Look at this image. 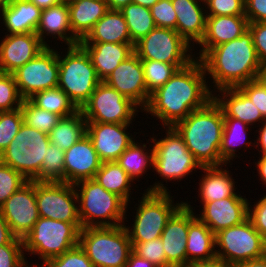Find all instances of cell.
<instances>
[{
  "mask_svg": "<svg viewBox=\"0 0 266 267\" xmlns=\"http://www.w3.org/2000/svg\"><path fill=\"white\" fill-rule=\"evenodd\" d=\"M253 44L261 64H266V22L249 23Z\"/></svg>",
  "mask_w": 266,
  "mask_h": 267,
  "instance_id": "obj_52",
  "label": "cell"
},
{
  "mask_svg": "<svg viewBox=\"0 0 266 267\" xmlns=\"http://www.w3.org/2000/svg\"><path fill=\"white\" fill-rule=\"evenodd\" d=\"M93 179L105 190L121 197L128 206L132 204L130 199L133 201L134 198H131V189L133 183H136L129 177L117 161L102 162L100 169L96 172Z\"/></svg>",
  "mask_w": 266,
  "mask_h": 267,
  "instance_id": "obj_34",
  "label": "cell"
},
{
  "mask_svg": "<svg viewBox=\"0 0 266 267\" xmlns=\"http://www.w3.org/2000/svg\"><path fill=\"white\" fill-rule=\"evenodd\" d=\"M140 108L116 89L101 81L81 110L87 122L133 123ZM135 119V120H134Z\"/></svg>",
  "mask_w": 266,
  "mask_h": 267,
  "instance_id": "obj_13",
  "label": "cell"
},
{
  "mask_svg": "<svg viewBox=\"0 0 266 267\" xmlns=\"http://www.w3.org/2000/svg\"><path fill=\"white\" fill-rule=\"evenodd\" d=\"M107 6L111 10H121L123 7L132 3V0H106Z\"/></svg>",
  "mask_w": 266,
  "mask_h": 267,
  "instance_id": "obj_61",
  "label": "cell"
},
{
  "mask_svg": "<svg viewBox=\"0 0 266 267\" xmlns=\"http://www.w3.org/2000/svg\"><path fill=\"white\" fill-rule=\"evenodd\" d=\"M23 100L13 74L0 72V112L20 108Z\"/></svg>",
  "mask_w": 266,
  "mask_h": 267,
  "instance_id": "obj_43",
  "label": "cell"
},
{
  "mask_svg": "<svg viewBox=\"0 0 266 267\" xmlns=\"http://www.w3.org/2000/svg\"><path fill=\"white\" fill-rule=\"evenodd\" d=\"M35 33L45 46H52L47 43L50 40L46 36L54 38L55 41H61L65 46L80 44L72 33L67 0L41 11L40 22Z\"/></svg>",
  "mask_w": 266,
  "mask_h": 267,
  "instance_id": "obj_23",
  "label": "cell"
},
{
  "mask_svg": "<svg viewBox=\"0 0 266 267\" xmlns=\"http://www.w3.org/2000/svg\"><path fill=\"white\" fill-rule=\"evenodd\" d=\"M132 123L87 122L86 134L91 139L101 162L117 161L119 156L136 140L128 132ZM135 138V139H134Z\"/></svg>",
  "mask_w": 266,
  "mask_h": 267,
  "instance_id": "obj_18",
  "label": "cell"
},
{
  "mask_svg": "<svg viewBox=\"0 0 266 267\" xmlns=\"http://www.w3.org/2000/svg\"><path fill=\"white\" fill-rule=\"evenodd\" d=\"M238 88L251 100L266 119V88L258 80L248 81L239 85Z\"/></svg>",
  "mask_w": 266,
  "mask_h": 267,
  "instance_id": "obj_50",
  "label": "cell"
},
{
  "mask_svg": "<svg viewBox=\"0 0 266 267\" xmlns=\"http://www.w3.org/2000/svg\"><path fill=\"white\" fill-rule=\"evenodd\" d=\"M186 254L187 263L209 261L216 258L215 234L197 217L189 223Z\"/></svg>",
  "mask_w": 266,
  "mask_h": 267,
  "instance_id": "obj_32",
  "label": "cell"
},
{
  "mask_svg": "<svg viewBox=\"0 0 266 267\" xmlns=\"http://www.w3.org/2000/svg\"><path fill=\"white\" fill-rule=\"evenodd\" d=\"M245 0H204L206 16H245Z\"/></svg>",
  "mask_w": 266,
  "mask_h": 267,
  "instance_id": "obj_47",
  "label": "cell"
},
{
  "mask_svg": "<svg viewBox=\"0 0 266 267\" xmlns=\"http://www.w3.org/2000/svg\"><path fill=\"white\" fill-rule=\"evenodd\" d=\"M257 129H256V133H258V135H254V137L257 136L255 137L257 138L255 139L256 147L254 148H258L257 151L259 152V155H266V119L262 122V124Z\"/></svg>",
  "mask_w": 266,
  "mask_h": 267,
  "instance_id": "obj_55",
  "label": "cell"
},
{
  "mask_svg": "<svg viewBox=\"0 0 266 267\" xmlns=\"http://www.w3.org/2000/svg\"><path fill=\"white\" fill-rule=\"evenodd\" d=\"M141 194L143 195L138 200L139 204L134 205V223L131 226L124 224L131 242H147L160 238L168 220L184 204V200L175 203L171 192L144 191Z\"/></svg>",
  "mask_w": 266,
  "mask_h": 267,
  "instance_id": "obj_8",
  "label": "cell"
},
{
  "mask_svg": "<svg viewBox=\"0 0 266 267\" xmlns=\"http://www.w3.org/2000/svg\"><path fill=\"white\" fill-rule=\"evenodd\" d=\"M45 264L47 267H94L79 244L60 256L49 259Z\"/></svg>",
  "mask_w": 266,
  "mask_h": 267,
  "instance_id": "obj_46",
  "label": "cell"
},
{
  "mask_svg": "<svg viewBox=\"0 0 266 267\" xmlns=\"http://www.w3.org/2000/svg\"><path fill=\"white\" fill-rule=\"evenodd\" d=\"M132 251L156 267H166V255L161 238L147 242H131Z\"/></svg>",
  "mask_w": 266,
  "mask_h": 267,
  "instance_id": "obj_45",
  "label": "cell"
},
{
  "mask_svg": "<svg viewBox=\"0 0 266 267\" xmlns=\"http://www.w3.org/2000/svg\"><path fill=\"white\" fill-rule=\"evenodd\" d=\"M89 54L96 74L104 81L109 74L134 53L133 43H80Z\"/></svg>",
  "mask_w": 266,
  "mask_h": 267,
  "instance_id": "obj_28",
  "label": "cell"
},
{
  "mask_svg": "<svg viewBox=\"0 0 266 267\" xmlns=\"http://www.w3.org/2000/svg\"><path fill=\"white\" fill-rule=\"evenodd\" d=\"M24 117L21 108L0 112V154L17 135Z\"/></svg>",
  "mask_w": 266,
  "mask_h": 267,
  "instance_id": "obj_42",
  "label": "cell"
},
{
  "mask_svg": "<svg viewBox=\"0 0 266 267\" xmlns=\"http://www.w3.org/2000/svg\"><path fill=\"white\" fill-rule=\"evenodd\" d=\"M256 80L266 88V64H261Z\"/></svg>",
  "mask_w": 266,
  "mask_h": 267,
  "instance_id": "obj_62",
  "label": "cell"
},
{
  "mask_svg": "<svg viewBox=\"0 0 266 267\" xmlns=\"http://www.w3.org/2000/svg\"><path fill=\"white\" fill-rule=\"evenodd\" d=\"M202 166L201 179L198 178L199 188H198V198H200L201 205L205 202H211L218 199H224L227 197L235 196L239 191L235 192L238 189L235 186L232 173L228 170V166ZM225 167V168H223ZM227 168V169H226Z\"/></svg>",
  "mask_w": 266,
  "mask_h": 267,
  "instance_id": "obj_29",
  "label": "cell"
},
{
  "mask_svg": "<svg viewBox=\"0 0 266 267\" xmlns=\"http://www.w3.org/2000/svg\"><path fill=\"white\" fill-rule=\"evenodd\" d=\"M28 181L21 173L0 161V207Z\"/></svg>",
  "mask_w": 266,
  "mask_h": 267,
  "instance_id": "obj_44",
  "label": "cell"
},
{
  "mask_svg": "<svg viewBox=\"0 0 266 267\" xmlns=\"http://www.w3.org/2000/svg\"><path fill=\"white\" fill-rule=\"evenodd\" d=\"M73 35L83 40L109 10L106 0H67Z\"/></svg>",
  "mask_w": 266,
  "mask_h": 267,
  "instance_id": "obj_30",
  "label": "cell"
},
{
  "mask_svg": "<svg viewBox=\"0 0 266 267\" xmlns=\"http://www.w3.org/2000/svg\"><path fill=\"white\" fill-rule=\"evenodd\" d=\"M13 76L23 99L58 86L59 62L55 46H46L38 55L14 71Z\"/></svg>",
  "mask_w": 266,
  "mask_h": 267,
  "instance_id": "obj_14",
  "label": "cell"
},
{
  "mask_svg": "<svg viewBox=\"0 0 266 267\" xmlns=\"http://www.w3.org/2000/svg\"><path fill=\"white\" fill-rule=\"evenodd\" d=\"M17 237L12 233L0 208V246L12 243Z\"/></svg>",
  "mask_w": 266,
  "mask_h": 267,
  "instance_id": "obj_54",
  "label": "cell"
},
{
  "mask_svg": "<svg viewBox=\"0 0 266 267\" xmlns=\"http://www.w3.org/2000/svg\"><path fill=\"white\" fill-rule=\"evenodd\" d=\"M218 249V250H217ZM216 258L229 267L266 255V240L248 218L215 234Z\"/></svg>",
  "mask_w": 266,
  "mask_h": 267,
  "instance_id": "obj_11",
  "label": "cell"
},
{
  "mask_svg": "<svg viewBox=\"0 0 266 267\" xmlns=\"http://www.w3.org/2000/svg\"><path fill=\"white\" fill-rule=\"evenodd\" d=\"M196 217L214 234L248 219L249 200L239 192L235 196L205 202Z\"/></svg>",
  "mask_w": 266,
  "mask_h": 267,
  "instance_id": "obj_20",
  "label": "cell"
},
{
  "mask_svg": "<svg viewBox=\"0 0 266 267\" xmlns=\"http://www.w3.org/2000/svg\"><path fill=\"white\" fill-rule=\"evenodd\" d=\"M35 195L39 217L80 223L78 197L73 184L35 181Z\"/></svg>",
  "mask_w": 266,
  "mask_h": 267,
  "instance_id": "obj_15",
  "label": "cell"
},
{
  "mask_svg": "<svg viewBox=\"0 0 266 267\" xmlns=\"http://www.w3.org/2000/svg\"><path fill=\"white\" fill-rule=\"evenodd\" d=\"M125 267H156L148 260L139 257L133 251L129 255L128 262Z\"/></svg>",
  "mask_w": 266,
  "mask_h": 267,
  "instance_id": "obj_56",
  "label": "cell"
},
{
  "mask_svg": "<svg viewBox=\"0 0 266 267\" xmlns=\"http://www.w3.org/2000/svg\"><path fill=\"white\" fill-rule=\"evenodd\" d=\"M64 49L66 54L63 55L62 51L60 55V51L58 52V87L81 109L101 80L89 54L80 44Z\"/></svg>",
  "mask_w": 266,
  "mask_h": 267,
  "instance_id": "obj_7",
  "label": "cell"
},
{
  "mask_svg": "<svg viewBox=\"0 0 266 267\" xmlns=\"http://www.w3.org/2000/svg\"><path fill=\"white\" fill-rule=\"evenodd\" d=\"M101 163L91 139L84 135L64 151V182L75 185L93 179Z\"/></svg>",
  "mask_w": 266,
  "mask_h": 267,
  "instance_id": "obj_22",
  "label": "cell"
},
{
  "mask_svg": "<svg viewBox=\"0 0 266 267\" xmlns=\"http://www.w3.org/2000/svg\"><path fill=\"white\" fill-rule=\"evenodd\" d=\"M259 159L254 163L258 176L260 177L262 184L266 187V155H260Z\"/></svg>",
  "mask_w": 266,
  "mask_h": 267,
  "instance_id": "obj_58",
  "label": "cell"
},
{
  "mask_svg": "<svg viewBox=\"0 0 266 267\" xmlns=\"http://www.w3.org/2000/svg\"><path fill=\"white\" fill-rule=\"evenodd\" d=\"M29 1L35 4L41 10H45L48 9L49 7L59 4L63 0H29Z\"/></svg>",
  "mask_w": 266,
  "mask_h": 267,
  "instance_id": "obj_60",
  "label": "cell"
},
{
  "mask_svg": "<svg viewBox=\"0 0 266 267\" xmlns=\"http://www.w3.org/2000/svg\"><path fill=\"white\" fill-rule=\"evenodd\" d=\"M41 9L29 0H15L0 6V22L4 34L35 33L40 22ZM6 28V29H5Z\"/></svg>",
  "mask_w": 266,
  "mask_h": 267,
  "instance_id": "obj_27",
  "label": "cell"
},
{
  "mask_svg": "<svg viewBox=\"0 0 266 267\" xmlns=\"http://www.w3.org/2000/svg\"><path fill=\"white\" fill-rule=\"evenodd\" d=\"M233 267H266V255L257 259L240 262Z\"/></svg>",
  "mask_w": 266,
  "mask_h": 267,
  "instance_id": "obj_59",
  "label": "cell"
},
{
  "mask_svg": "<svg viewBox=\"0 0 266 267\" xmlns=\"http://www.w3.org/2000/svg\"><path fill=\"white\" fill-rule=\"evenodd\" d=\"M246 16H206V32L198 46L196 59H200L209 49L240 37L248 30Z\"/></svg>",
  "mask_w": 266,
  "mask_h": 267,
  "instance_id": "obj_24",
  "label": "cell"
},
{
  "mask_svg": "<svg viewBox=\"0 0 266 267\" xmlns=\"http://www.w3.org/2000/svg\"><path fill=\"white\" fill-rule=\"evenodd\" d=\"M12 233L23 239L39 219L35 181H28L0 207Z\"/></svg>",
  "mask_w": 266,
  "mask_h": 267,
  "instance_id": "obj_16",
  "label": "cell"
},
{
  "mask_svg": "<svg viewBox=\"0 0 266 267\" xmlns=\"http://www.w3.org/2000/svg\"><path fill=\"white\" fill-rule=\"evenodd\" d=\"M204 67L195 59L174 75L160 88L154 91L148 104L142 110L161 122V128L174 127L192 111L206 106L213 99Z\"/></svg>",
  "mask_w": 266,
  "mask_h": 267,
  "instance_id": "obj_1",
  "label": "cell"
},
{
  "mask_svg": "<svg viewBox=\"0 0 266 267\" xmlns=\"http://www.w3.org/2000/svg\"><path fill=\"white\" fill-rule=\"evenodd\" d=\"M150 11L156 27L176 30L177 17L171 0H159Z\"/></svg>",
  "mask_w": 266,
  "mask_h": 267,
  "instance_id": "obj_48",
  "label": "cell"
},
{
  "mask_svg": "<svg viewBox=\"0 0 266 267\" xmlns=\"http://www.w3.org/2000/svg\"><path fill=\"white\" fill-rule=\"evenodd\" d=\"M0 41L1 73L12 74L46 47L36 33L5 34Z\"/></svg>",
  "mask_w": 266,
  "mask_h": 267,
  "instance_id": "obj_21",
  "label": "cell"
},
{
  "mask_svg": "<svg viewBox=\"0 0 266 267\" xmlns=\"http://www.w3.org/2000/svg\"><path fill=\"white\" fill-rule=\"evenodd\" d=\"M26 260L23 239L16 238L12 243L0 246V267H21Z\"/></svg>",
  "mask_w": 266,
  "mask_h": 267,
  "instance_id": "obj_49",
  "label": "cell"
},
{
  "mask_svg": "<svg viewBox=\"0 0 266 267\" xmlns=\"http://www.w3.org/2000/svg\"><path fill=\"white\" fill-rule=\"evenodd\" d=\"M250 128L252 129L254 126L250 127L246 123L235 118H224V129L219 153L221 160L225 164L232 165L233 163L231 161H234L233 159L241 157L236 153L238 152L236 147H240V149L245 147L243 149L245 153L248 147L251 149V147L255 146V141L254 143L252 140L247 141V139H249L247 136L250 135L248 134L250 133L248 130L252 131Z\"/></svg>",
  "mask_w": 266,
  "mask_h": 267,
  "instance_id": "obj_33",
  "label": "cell"
},
{
  "mask_svg": "<svg viewBox=\"0 0 266 267\" xmlns=\"http://www.w3.org/2000/svg\"><path fill=\"white\" fill-rule=\"evenodd\" d=\"M20 108L24 123L45 134H49L61 118L55 113L38 108L29 99H24Z\"/></svg>",
  "mask_w": 266,
  "mask_h": 267,
  "instance_id": "obj_40",
  "label": "cell"
},
{
  "mask_svg": "<svg viewBox=\"0 0 266 267\" xmlns=\"http://www.w3.org/2000/svg\"><path fill=\"white\" fill-rule=\"evenodd\" d=\"M183 267H229L221 260L215 258L209 261H192L186 263Z\"/></svg>",
  "mask_w": 266,
  "mask_h": 267,
  "instance_id": "obj_57",
  "label": "cell"
},
{
  "mask_svg": "<svg viewBox=\"0 0 266 267\" xmlns=\"http://www.w3.org/2000/svg\"><path fill=\"white\" fill-rule=\"evenodd\" d=\"M87 121L82 110L72 115L61 117L56 126L48 134L50 143L63 151L68 150L86 135Z\"/></svg>",
  "mask_w": 266,
  "mask_h": 267,
  "instance_id": "obj_36",
  "label": "cell"
},
{
  "mask_svg": "<svg viewBox=\"0 0 266 267\" xmlns=\"http://www.w3.org/2000/svg\"><path fill=\"white\" fill-rule=\"evenodd\" d=\"M171 1L177 17L176 31L191 46L194 47V44L198 45L204 38L206 32V9L204 0Z\"/></svg>",
  "mask_w": 266,
  "mask_h": 267,
  "instance_id": "obj_25",
  "label": "cell"
},
{
  "mask_svg": "<svg viewBox=\"0 0 266 267\" xmlns=\"http://www.w3.org/2000/svg\"><path fill=\"white\" fill-rule=\"evenodd\" d=\"M188 200L168 220L160 238L166 255V267H183L187 263V235L189 223L196 217ZM194 208V209H193Z\"/></svg>",
  "mask_w": 266,
  "mask_h": 267,
  "instance_id": "obj_17",
  "label": "cell"
},
{
  "mask_svg": "<svg viewBox=\"0 0 266 267\" xmlns=\"http://www.w3.org/2000/svg\"><path fill=\"white\" fill-rule=\"evenodd\" d=\"M174 128L201 166L226 165L219 153L224 114L214 99L203 108L192 111Z\"/></svg>",
  "mask_w": 266,
  "mask_h": 267,
  "instance_id": "obj_3",
  "label": "cell"
},
{
  "mask_svg": "<svg viewBox=\"0 0 266 267\" xmlns=\"http://www.w3.org/2000/svg\"><path fill=\"white\" fill-rule=\"evenodd\" d=\"M251 203H254V205ZM248 218L254 225V228L266 240V194L255 202L249 200V215Z\"/></svg>",
  "mask_w": 266,
  "mask_h": 267,
  "instance_id": "obj_51",
  "label": "cell"
},
{
  "mask_svg": "<svg viewBox=\"0 0 266 267\" xmlns=\"http://www.w3.org/2000/svg\"><path fill=\"white\" fill-rule=\"evenodd\" d=\"M147 92L151 95L158 88L162 87L178 70L174 64L141 60Z\"/></svg>",
  "mask_w": 266,
  "mask_h": 267,
  "instance_id": "obj_41",
  "label": "cell"
},
{
  "mask_svg": "<svg viewBox=\"0 0 266 267\" xmlns=\"http://www.w3.org/2000/svg\"><path fill=\"white\" fill-rule=\"evenodd\" d=\"M149 140L143 144L137 140L134 141L117 160V163L133 181L139 182V178L144 177L143 174L153 169L154 149L152 144L148 143ZM147 144L150 147L147 148Z\"/></svg>",
  "mask_w": 266,
  "mask_h": 267,
  "instance_id": "obj_35",
  "label": "cell"
},
{
  "mask_svg": "<svg viewBox=\"0 0 266 267\" xmlns=\"http://www.w3.org/2000/svg\"><path fill=\"white\" fill-rule=\"evenodd\" d=\"M15 0H0V6L14 2Z\"/></svg>",
  "mask_w": 266,
  "mask_h": 267,
  "instance_id": "obj_65",
  "label": "cell"
},
{
  "mask_svg": "<svg viewBox=\"0 0 266 267\" xmlns=\"http://www.w3.org/2000/svg\"><path fill=\"white\" fill-rule=\"evenodd\" d=\"M49 136L23 122L17 135L0 154V161L32 181L41 171Z\"/></svg>",
  "mask_w": 266,
  "mask_h": 267,
  "instance_id": "obj_10",
  "label": "cell"
},
{
  "mask_svg": "<svg viewBox=\"0 0 266 267\" xmlns=\"http://www.w3.org/2000/svg\"><path fill=\"white\" fill-rule=\"evenodd\" d=\"M132 43L120 10L109 9L80 43Z\"/></svg>",
  "mask_w": 266,
  "mask_h": 267,
  "instance_id": "obj_31",
  "label": "cell"
},
{
  "mask_svg": "<svg viewBox=\"0 0 266 267\" xmlns=\"http://www.w3.org/2000/svg\"><path fill=\"white\" fill-rule=\"evenodd\" d=\"M215 89L238 87L256 80L261 63L249 30L240 37L209 49L200 59ZM213 80V81H212Z\"/></svg>",
  "mask_w": 266,
  "mask_h": 267,
  "instance_id": "obj_2",
  "label": "cell"
},
{
  "mask_svg": "<svg viewBox=\"0 0 266 267\" xmlns=\"http://www.w3.org/2000/svg\"><path fill=\"white\" fill-rule=\"evenodd\" d=\"M30 263H32V262H29V263H28V261L26 260V261L21 265V267H47L45 263H42V266H41V264L38 263V262H37V264L34 263V264H32V265H31ZM39 264H40V265H39Z\"/></svg>",
  "mask_w": 266,
  "mask_h": 267,
  "instance_id": "obj_64",
  "label": "cell"
},
{
  "mask_svg": "<svg viewBox=\"0 0 266 267\" xmlns=\"http://www.w3.org/2000/svg\"><path fill=\"white\" fill-rule=\"evenodd\" d=\"M81 229V223L39 217L32 230L23 238L25 255H37L45 263L78 245Z\"/></svg>",
  "mask_w": 266,
  "mask_h": 267,
  "instance_id": "obj_9",
  "label": "cell"
},
{
  "mask_svg": "<svg viewBox=\"0 0 266 267\" xmlns=\"http://www.w3.org/2000/svg\"><path fill=\"white\" fill-rule=\"evenodd\" d=\"M29 100L38 108L66 117L79 110L69 96L58 86L35 93Z\"/></svg>",
  "mask_w": 266,
  "mask_h": 267,
  "instance_id": "obj_37",
  "label": "cell"
},
{
  "mask_svg": "<svg viewBox=\"0 0 266 267\" xmlns=\"http://www.w3.org/2000/svg\"><path fill=\"white\" fill-rule=\"evenodd\" d=\"M159 0H132V3L139 4L143 7L151 8Z\"/></svg>",
  "mask_w": 266,
  "mask_h": 267,
  "instance_id": "obj_63",
  "label": "cell"
},
{
  "mask_svg": "<svg viewBox=\"0 0 266 267\" xmlns=\"http://www.w3.org/2000/svg\"><path fill=\"white\" fill-rule=\"evenodd\" d=\"M244 5L248 23L266 22V0H245Z\"/></svg>",
  "mask_w": 266,
  "mask_h": 267,
  "instance_id": "obj_53",
  "label": "cell"
},
{
  "mask_svg": "<svg viewBox=\"0 0 266 267\" xmlns=\"http://www.w3.org/2000/svg\"><path fill=\"white\" fill-rule=\"evenodd\" d=\"M104 82L130 99L140 110L148 104L150 94L146 89L143 66L135 53L121 62Z\"/></svg>",
  "mask_w": 266,
  "mask_h": 267,
  "instance_id": "obj_19",
  "label": "cell"
},
{
  "mask_svg": "<svg viewBox=\"0 0 266 267\" xmlns=\"http://www.w3.org/2000/svg\"><path fill=\"white\" fill-rule=\"evenodd\" d=\"M213 99L221 107L224 118H235L250 127L254 125V128L265 120L260 110L238 87L215 90Z\"/></svg>",
  "mask_w": 266,
  "mask_h": 267,
  "instance_id": "obj_26",
  "label": "cell"
},
{
  "mask_svg": "<svg viewBox=\"0 0 266 267\" xmlns=\"http://www.w3.org/2000/svg\"><path fill=\"white\" fill-rule=\"evenodd\" d=\"M194 48L176 30L155 27L135 43L134 53L141 60L170 63L181 69L196 59Z\"/></svg>",
  "mask_w": 266,
  "mask_h": 267,
  "instance_id": "obj_12",
  "label": "cell"
},
{
  "mask_svg": "<svg viewBox=\"0 0 266 267\" xmlns=\"http://www.w3.org/2000/svg\"><path fill=\"white\" fill-rule=\"evenodd\" d=\"M120 11L126 20L131 42L134 45L156 27L150 8L129 3Z\"/></svg>",
  "mask_w": 266,
  "mask_h": 267,
  "instance_id": "obj_38",
  "label": "cell"
},
{
  "mask_svg": "<svg viewBox=\"0 0 266 267\" xmlns=\"http://www.w3.org/2000/svg\"><path fill=\"white\" fill-rule=\"evenodd\" d=\"M79 245L94 267H125L132 252L124 224L82 228Z\"/></svg>",
  "mask_w": 266,
  "mask_h": 267,
  "instance_id": "obj_6",
  "label": "cell"
},
{
  "mask_svg": "<svg viewBox=\"0 0 266 267\" xmlns=\"http://www.w3.org/2000/svg\"><path fill=\"white\" fill-rule=\"evenodd\" d=\"M37 182H64V151L50 143L40 173L32 180Z\"/></svg>",
  "mask_w": 266,
  "mask_h": 267,
  "instance_id": "obj_39",
  "label": "cell"
},
{
  "mask_svg": "<svg viewBox=\"0 0 266 267\" xmlns=\"http://www.w3.org/2000/svg\"><path fill=\"white\" fill-rule=\"evenodd\" d=\"M74 187L82 228L119 226L128 222L127 203L116 194L105 190L94 179L80 181Z\"/></svg>",
  "mask_w": 266,
  "mask_h": 267,
  "instance_id": "obj_5",
  "label": "cell"
},
{
  "mask_svg": "<svg viewBox=\"0 0 266 267\" xmlns=\"http://www.w3.org/2000/svg\"><path fill=\"white\" fill-rule=\"evenodd\" d=\"M165 136L158 139L156 134L150 136V144L154 149L153 169L161 177V181H155L145 189L146 192H171L164 182L184 180L183 178L192 175V173L201 170L202 166L188 150L183 137L174 127H163ZM163 137V138H162ZM197 169V170H195ZM194 170V172H193ZM179 180V181H178Z\"/></svg>",
  "mask_w": 266,
  "mask_h": 267,
  "instance_id": "obj_4",
  "label": "cell"
}]
</instances>
